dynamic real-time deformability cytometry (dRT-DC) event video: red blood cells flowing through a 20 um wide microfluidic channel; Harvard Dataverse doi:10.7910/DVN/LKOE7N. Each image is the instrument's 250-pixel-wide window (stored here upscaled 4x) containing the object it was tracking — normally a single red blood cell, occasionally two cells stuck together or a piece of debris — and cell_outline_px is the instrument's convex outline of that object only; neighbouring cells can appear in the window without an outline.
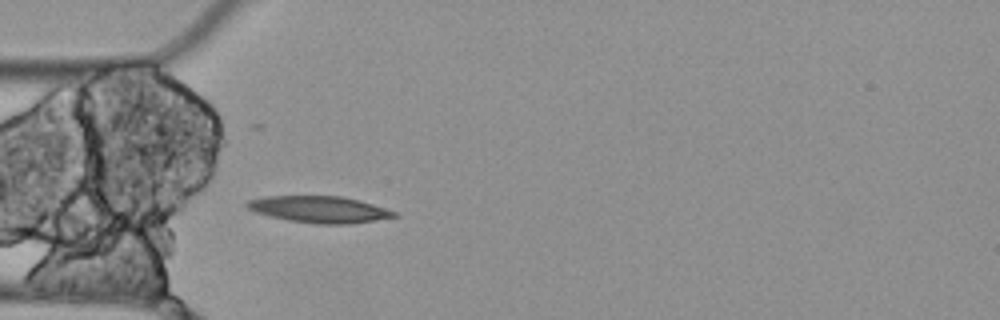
{"species": "Egyptian fruit bat (a non-hibernating species)", "species_latin": "Rousettus aegyptiacus", "temperature_condition": "cold", "stored_images_in_passage": 2, "camera_frame_rate_fps": 3000, "um_per_image_px": 0.085, "animal": {"sex": "female"}, "frame": {"image": 1, "passage_image": 2, "time_ms": 0.333, "image_size_px": [1000, 320], "cell_outline_px": [[400, 216], [352, 224], [316, 224], [288, 220], [256, 212], [248, 208], [244, 204], [248, 200], [264, 196], [340, 196], [372, 204], [396, 212]], "centroid_in_image_um": [27.14, 17.8], "position_along_channel_um": 57.9, "area_um2": 22.66}}